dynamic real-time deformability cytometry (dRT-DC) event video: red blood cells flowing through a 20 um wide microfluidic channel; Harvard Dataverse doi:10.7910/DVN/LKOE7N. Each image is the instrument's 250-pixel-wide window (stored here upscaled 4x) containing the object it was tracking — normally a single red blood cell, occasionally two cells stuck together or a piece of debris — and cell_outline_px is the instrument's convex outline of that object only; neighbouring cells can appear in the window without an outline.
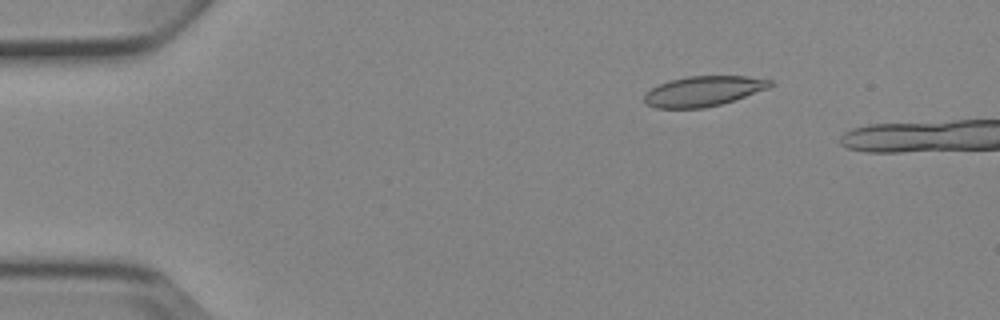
{"species": "Egyptian fruit bat (a non-hibernating species)", "species_latin": "Rousettus aegyptiacus", "temperature_condition": "cold", "stored_images_in_passage": 5, "camera_frame_rate_fps": 3000, "um_per_image_px": 0.085, "animal": {"sex": "female"}, "frame": {"image": 1, "passage_image": 1, "time_ms": 0.0, "image_size_px": [1000, 320], "cell_outline_px": [[776, 84], [768, 88], [720, 104], [704, 108], [656, 108], [644, 104], [644, 96], [652, 88], [668, 80], [688, 76], [748, 76], [772, 80]], "centroid_in_image_um": [59.78, 7.74], "position_along_channel_um": 25.2, "area_um2": 22.02}}